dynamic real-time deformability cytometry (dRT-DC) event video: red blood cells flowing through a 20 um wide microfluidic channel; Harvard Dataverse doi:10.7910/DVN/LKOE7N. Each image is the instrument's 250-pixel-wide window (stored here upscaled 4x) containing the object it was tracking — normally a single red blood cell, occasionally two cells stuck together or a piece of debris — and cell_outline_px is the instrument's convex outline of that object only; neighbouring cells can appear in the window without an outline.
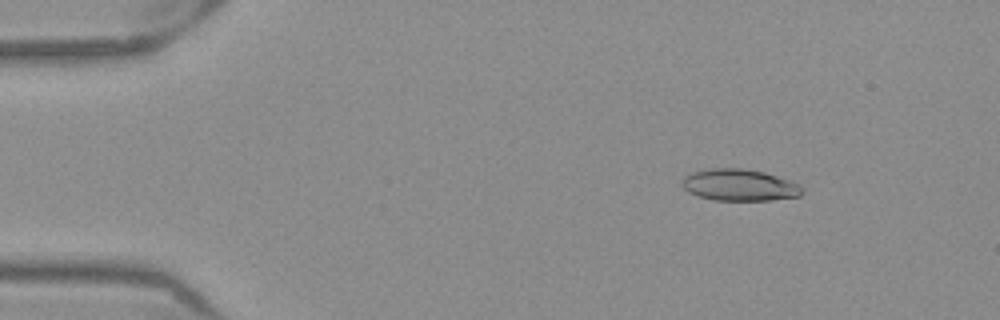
{"species": "Egyptian fruit bat (a non-hibernating species)", "species_latin": "Rousettus aegyptiacus", "temperature_condition": "warm", "stored_images_in_passage": 53, "camera_frame_rate_fps": 3000, "um_per_image_px": 0.085, "frame": {"image": 1, "passage_image": 8, "time_ms": 2.333, "image_size_px": [1000, 320], "cell_outline_px": [[800, 192], [796, 196], [764, 200], [724, 200], [704, 196], [692, 192], [692, 176], [704, 172], [760, 172], [772, 176], [780, 180]], "centroid_in_image_um": [62.98, 15.83], "position_along_channel_um": 22.0, "area_um2": 17.69}}
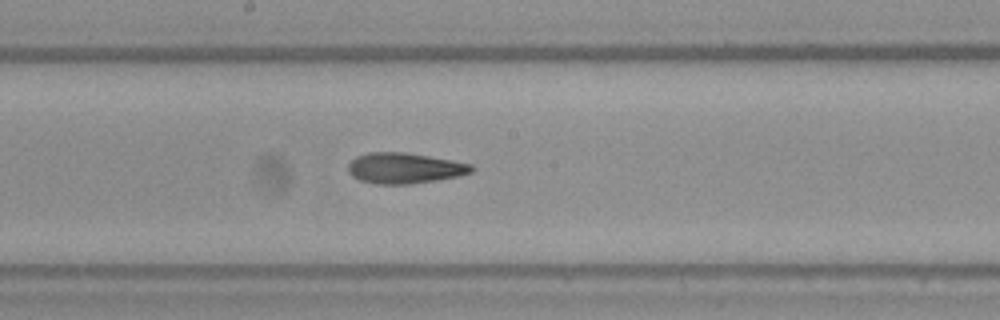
{"frame": {"image": 2, "passage_image": 29, "time_ms": 9.333, "image_size_px": [1000, 320], "cell_outline_px": [[472, 168], [468, 172], [448, 176], [424, 180], [368, 180], [356, 176], [352, 172], [352, 164], [356, 160], [364, 156], [420, 156], [444, 160], [464, 164]], "centroid_in_image_um": [34.46, 14.29], "position_along_channel_um": 213.7, "area_um2": 16.88}}
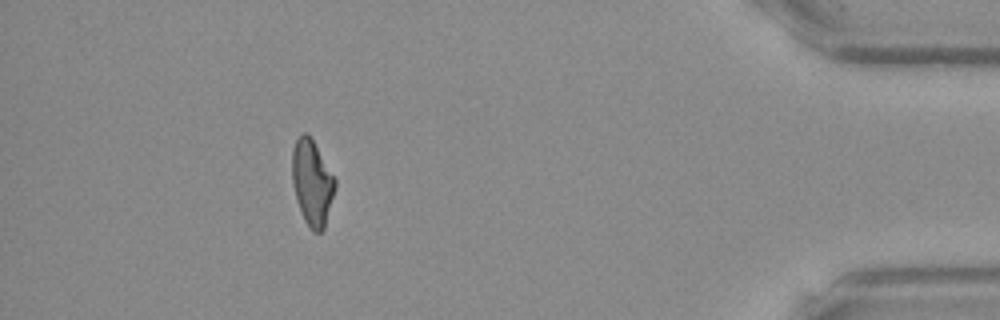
{"frame": {"image": 3, "passage_image": 48, "time_ms": 15.667, "image_size_px": [1000, 320], "cell_outline_px": [[332, 192], [324, 224], [320, 232], [316, 232], [308, 224], [300, 208], [296, 196], [292, 172], [292, 156], [296, 140], [300, 136], [308, 136], [312, 140], [332, 176]], "centroid_in_image_um": [26.47, 15.5], "position_along_channel_um": 408.7, "area_um2": 19.19}, "authors_computed_cell_mechanics": {"area_um2": 18.4382, "velocity_mm_per_s": 3.9339, "shape_relaxation_time_tau1_ms": null, "shape_relaxation_time_tau2_ms": 6.9202, "deformation_change_tau1": null, "deformation_change_tau2": 0.1836}}